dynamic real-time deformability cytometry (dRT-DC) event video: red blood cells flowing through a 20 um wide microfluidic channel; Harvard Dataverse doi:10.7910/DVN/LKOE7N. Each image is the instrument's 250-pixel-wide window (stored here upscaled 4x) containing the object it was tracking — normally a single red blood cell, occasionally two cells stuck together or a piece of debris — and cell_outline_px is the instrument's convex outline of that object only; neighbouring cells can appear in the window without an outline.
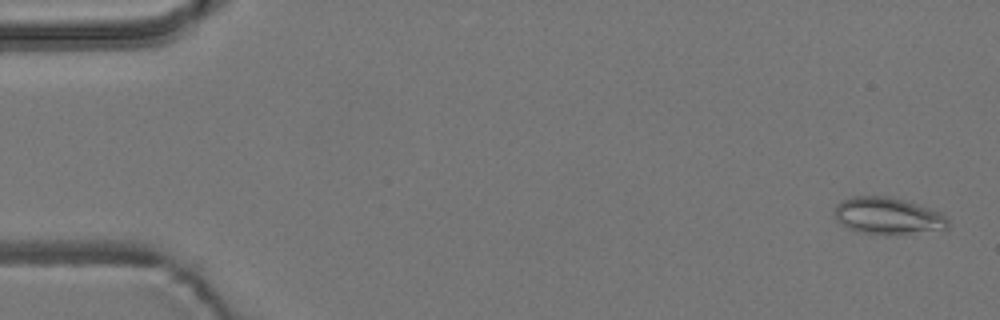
{"species": "common noctule bat (a hibernating species)", "species_latin": "Nyctalus noctula", "temperature_condition": "room temperature", "stored_images_in_passage": 6, "camera_frame_rate_fps": 3000, "um_per_image_px": 0.085, "animal": {"sex": "male", "body_mass_g": 19.2, "forearm_length_mm": 51.8}, "frame": {"image": 1, "passage_image": 1, "time_ms": 0.0, "image_size_px": [1000, 320], "cell_outline_px": [[948, 228], [944, 232], [856, 232], [840, 224], [836, 220], [836, 204], [852, 196], [888, 196], [904, 200], [940, 212], [948, 220]], "centroid_in_image_um": [75.49, 18.33], "position_along_channel_um": 9.5, "area_um2": 23.87}}